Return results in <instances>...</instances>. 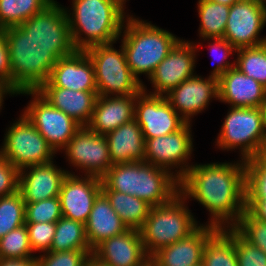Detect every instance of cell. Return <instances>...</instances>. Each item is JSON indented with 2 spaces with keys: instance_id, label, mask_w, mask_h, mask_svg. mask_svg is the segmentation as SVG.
<instances>
[{
  "instance_id": "cell-1",
  "label": "cell",
  "mask_w": 266,
  "mask_h": 266,
  "mask_svg": "<svg viewBox=\"0 0 266 266\" xmlns=\"http://www.w3.org/2000/svg\"><path fill=\"white\" fill-rule=\"evenodd\" d=\"M239 161L194 164L179 181V193L210 212L209 226L233 228L246 211V166Z\"/></svg>"
},
{
  "instance_id": "cell-2",
  "label": "cell",
  "mask_w": 266,
  "mask_h": 266,
  "mask_svg": "<svg viewBox=\"0 0 266 266\" xmlns=\"http://www.w3.org/2000/svg\"><path fill=\"white\" fill-rule=\"evenodd\" d=\"M9 48L12 89L37 90L48 81L53 66L69 54L58 43L33 41L19 26L4 28L2 32Z\"/></svg>"
},
{
  "instance_id": "cell-3",
  "label": "cell",
  "mask_w": 266,
  "mask_h": 266,
  "mask_svg": "<svg viewBox=\"0 0 266 266\" xmlns=\"http://www.w3.org/2000/svg\"><path fill=\"white\" fill-rule=\"evenodd\" d=\"M101 180L102 191L130 194L152 207L166 204L179 194V180L147 162L114 164Z\"/></svg>"
},
{
  "instance_id": "cell-4",
  "label": "cell",
  "mask_w": 266,
  "mask_h": 266,
  "mask_svg": "<svg viewBox=\"0 0 266 266\" xmlns=\"http://www.w3.org/2000/svg\"><path fill=\"white\" fill-rule=\"evenodd\" d=\"M72 5V14L67 9L66 13L76 50L115 43L122 35L129 15H125L124 7L117 0H73Z\"/></svg>"
},
{
  "instance_id": "cell-5",
  "label": "cell",
  "mask_w": 266,
  "mask_h": 266,
  "mask_svg": "<svg viewBox=\"0 0 266 266\" xmlns=\"http://www.w3.org/2000/svg\"><path fill=\"white\" fill-rule=\"evenodd\" d=\"M128 19V20H127ZM123 25L122 47L126 62L133 75L140 80V74L148 75L162 62L180 38L149 22L127 16Z\"/></svg>"
},
{
  "instance_id": "cell-6",
  "label": "cell",
  "mask_w": 266,
  "mask_h": 266,
  "mask_svg": "<svg viewBox=\"0 0 266 266\" xmlns=\"http://www.w3.org/2000/svg\"><path fill=\"white\" fill-rule=\"evenodd\" d=\"M185 200L179 193L170 202L151 208L139 229L143 247L149 257L160 248L187 238L200 227L184 204Z\"/></svg>"
},
{
  "instance_id": "cell-7",
  "label": "cell",
  "mask_w": 266,
  "mask_h": 266,
  "mask_svg": "<svg viewBox=\"0 0 266 266\" xmlns=\"http://www.w3.org/2000/svg\"><path fill=\"white\" fill-rule=\"evenodd\" d=\"M217 137L222 150L241 149V160L266 154V133L261 108L230 107Z\"/></svg>"
},
{
  "instance_id": "cell-8",
  "label": "cell",
  "mask_w": 266,
  "mask_h": 266,
  "mask_svg": "<svg viewBox=\"0 0 266 266\" xmlns=\"http://www.w3.org/2000/svg\"><path fill=\"white\" fill-rule=\"evenodd\" d=\"M120 47L118 51L110 43L84 50L94 67L98 96L137 95L143 90V84L133 75L122 45Z\"/></svg>"
},
{
  "instance_id": "cell-9",
  "label": "cell",
  "mask_w": 266,
  "mask_h": 266,
  "mask_svg": "<svg viewBox=\"0 0 266 266\" xmlns=\"http://www.w3.org/2000/svg\"><path fill=\"white\" fill-rule=\"evenodd\" d=\"M6 132L0 155L18 170L52 162L56 152L24 114Z\"/></svg>"
},
{
  "instance_id": "cell-10",
  "label": "cell",
  "mask_w": 266,
  "mask_h": 266,
  "mask_svg": "<svg viewBox=\"0 0 266 266\" xmlns=\"http://www.w3.org/2000/svg\"><path fill=\"white\" fill-rule=\"evenodd\" d=\"M17 94L33 96V100H30L23 114L55 152L63 150L82 127L75 119L53 107L36 90H23Z\"/></svg>"
},
{
  "instance_id": "cell-11",
  "label": "cell",
  "mask_w": 266,
  "mask_h": 266,
  "mask_svg": "<svg viewBox=\"0 0 266 266\" xmlns=\"http://www.w3.org/2000/svg\"><path fill=\"white\" fill-rule=\"evenodd\" d=\"M191 127L187 122L180 130L173 133L147 139L144 162L172 172L180 181L191 167L187 162L194 147ZM174 167L179 168L177 173L171 171Z\"/></svg>"
},
{
  "instance_id": "cell-12",
  "label": "cell",
  "mask_w": 266,
  "mask_h": 266,
  "mask_svg": "<svg viewBox=\"0 0 266 266\" xmlns=\"http://www.w3.org/2000/svg\"><path fill=\"white\" fill-rule=\"evenodd\" d=\"M266 24V6L258 0H240L230 6L223 38L236 49L266 43V36L259 38Z\"/></svg>"
},
{
  "instance_id": "cell-13",
  "label": "cell",
  "mask_w": 266,
  "mask_h": 266,
  "mask_svg": "<svg viewBox=\"0 0 266 266\" xmlns=\"http://www.w3.org/2000/svg\"><path fill=\"white\" fill-rule=\"evenodd\" d=\"M136 95L134 119L141 127L145 141L180 130L187 122L172 108L166 97L146 93Z\"/></svg>"
},
{
  "instance_id": "cell-14",
  "label": "cell",
  "mask_w": 266,
  "mask_h": 266,
  "mask_svg": "<svg viewBox=\"0 0 266 266\" xmlns=\"http://www.w3.org/2000/svg\"><path fill=\"white\" fill-rule=\"evenodd\" d=\"M69 162L86 176L102 178L112 162L106 137L82 126L63 149Z\"/></svg>"
},
{
  "instance_id": "cell-15",
  "label": "cell",
  "mask_w": 266,
  "mask_h": 266,
  "mask_svg": "<svg viewBox=\"0 0 266 266\" xmlns=\"http://www.w3.org/2000/svg\"><path fill=\"white\" fill-rule=\"evenodd\" d=\"M197 48L193 42L180 39L148 78L154 88V92L150 94L165 96L194 76Z\"/></svg>"
},
{
  "instance_id": "cell-16",
  "label": "cell",
  "mask_w": 266,
  "mask_h": 266,
  "mask_svg": "<svg viewBox=\"0 0 266 266\" xmlns=\"http://www.w3.org/2000/svg\"><path fill=\"white\" fill-rule=\"evenodd\" d=\"M55 0L44 10L18 25L33 41L58 43L69 55L76 49L72 43L66 8Z\"/></svg>"
},
{
  "instance_id": "cell-17",
  "label": "cell",
  "mask_w": 266,
  "mask_h": 266,
  "mask_svg": "<svg viewBox=\"0 0 266 266\" xmlns=\"http://www.w3.org/2000/svg\"><path fill=\"white\" fill-rule=\"evenodd\" d=\"M84 176L68 173L62 182L59 198L64 217L86 224L94 201L102 192V180Z\"/></svg>"
},
{
  "instance_id": "cell-18",
  "label": "cell",
  "mask_w": 266,
  "mask_h": 266,
  "mask_svg": "<svg viewBox=\"0 0 266 266\" xmlns=\"http://www.w3.org/2000/svg\"><path fill=\"white\" fill-rule=\"evenodd\" d=\"M172 108L188 123L203 111L212 98H219L218 80L194 75L165 95Z\"/></svg>"
},
{
  "instance_id": "cell-19",
  "label": "cell",
  "mask_w": 266,
  "mask_h": 266,
  "mask_svg": "<svg viewBox=\"0 0 266 266\" xmlns=\"http://www.w3.org/2000/svg\"><path fill=\"white\" fill-rule=\"evenodd\" d=\"M92 256L107 266H146L150 263L138 229H128L103 241L93 250Z\"/></svg>"
},
{
  "instance_id": "cell-20",
  "label": "cell",
  "mask_w": 266,
  "mask_h": 266,
  "mask_svg": "<svg viewBox=\"0 0 266 266\" xmlns=\"http://www.w3.org/2000/svg\"><path fill=\"white\" fill-rule=\"evenodd\" d=\"M50 162L19 170V188L25 203L58 197L64 178L69 171L57 168ZM27 169V171H26Z\"/></svg>"
},
{
  "instance_id": "cell-21",
  "label": "cell",
  "mask_w": 266,
  "mask_h": 266,
  "mask_svg": "<svg viewBox=\"0 0 266 266\" xmlns=\"http://www.w3.org/2000/svg\"><path fill=\"white\" fill-rule=\"evenodd\" d=\"M217 228L207 225L200 227L185 239L160 248L150 257L153 266H196L202 264L207 239Z\"/></svg>"
},
{
  "instance_id": "cell-22",
  "label": "cell",
  "mask_w": 266,
  "mask_h": 266,
  "mask_svg": "<svg viewBox=\"0 0 266 266\" xmlns=\"http://www.w3.org/2000/svg\"><path fill=\"white\" fill-rule=\"evenodd\" d=\"M48 81L54 87L73 91H97L92 61L82 50L60 58L53 66Z\"/></svg>"
},
{
  "instance_id": "cell-23",
  "label": "cell",
  "mask_w": 266,
  "mask_h": 266,
  "mask_svg": "<svg viewBox=\"0 0 266 266\" xmlns=\"http://www.w3.org/2000/svg\"><path fill=\"white\" fill-rule=\"evenodd\" d=\"M136 95L97 96L87 128L105 136L134 119Z\"/></svg>"
},
{
  "instance_id": "cell-24",
  "label": "cell",
  "mask_w": 266,
  "mask_h": 266,
  "mask_svg": "<svg viewBox=\"0 0 266 266\" xmlns=\"http://www.w3.org/2000/svg\"><path fill=\"white\" fill-rule=\"evenodd\" d=\"M218 91V100L231 107L258 108L266 98V88L236 67L223 73L218 80Z\"/></svg>"
},
{
  "instance_id": "cell-25",
  "label": "cell",
  "mask_w": 266,
  "mask_h": 266,
  "mask_svg": "<svg viewBox=\"0 0 266 266\" xmlns=\"http://www.w3.org/2000/svg\"><path fill=\"white\" fill-rule=\"evenodd\" d=\"M53 107L63 111L82 126L89 123L98 96L97 91H73L54 87L49 81L36 90Z\"/></svg>"
},
{
  "instance_id": "cell-26",
  "label": "cell",
  "mask_w": 266,
  "mask_h": 266,
  "mask_svg": "<svg viewBox=\"0 0 266 266\" xmlns=\"http://www.w3.org/2000/svg\"><path fill=\"white\" fill-rule=\"evenodd\" d=\"M105 137L112 165L144 162L145 138L135 119L122 124Z\"/></svg>"
},
{
  "instance_id": "cell-27",
  "label": "cell",
  "mask_w": 266,
  "mask_h": 266,
  "mask_svg": "<svg viewBox=\"0 0 266 266\" xmlns=\"http://www.w3.org/2000/svg\"><path fill=\"white\" fill-rule=\"evenodd\" d=\"M128 227L112 208L101 192L95 199L88 221L85 224L87 242L93 251L103 241L124 233Z\"/></svg>"
},
{
  "instance_id": "cell-28",
  "label": "cell",
  "mask_w": 266,
  "mask_h": 266,
  "mask_svg": "<svg viewBox=\"0 0 266 266\" xmlns=\"http://www.w3.org/2000/svg\"><path fill=\"white\" fill-rule=\"evenodd\" d=\"M203 266H238L235 229H217L208 239L203 251Z\"/></svg>"
},
{
  "instance_id": "cell-29",
  "label": "cell",
  "mask_w": 266,
  "mask_h": 266,
  "mask_svg": "<svg viewBox=\"0 0 266 266\" xmlns=\"http://www.w3.org/2000/svg\"><path fill=\"white\" fill-rule=\"evenodd\" d=\"M128 229H140L152 208L144 200L117 191H102Z\"/></svg>"
},
{
  "instance_id": "cell-30",
  "label": "cell",
  "mask_w": 266,
  "mask_h": 266,
  "mask_svg": "<svg viewBox=\"0 0 266 266\" xmlns=\"http://www.w3.org/2000/svg\"><path fill=\"white\" fill-rule=\"evenodd\" d=\"M91 250L86 234L85 224L62 216L56 222V231L50 251Z\"/></svg>"
},
{
  "instance_id": "cell-31",
  "label": "cell",
  "mask_w": 266,
  "mask_h": 266,
  "mask_svg": "<svg viewBox=\"0 0 266 266\" xmlns=\"http://www.w3.org/2000/svg\"><path fill=\"white\" fill-rule=\"evenodd\" d=\"M197 7L200 17V37L202 39L223 37L230 6L212 2L210 0H199Z\"/></svg>"
},
{
  "instance_id": "cell-32",
  "label": "cell",
  "mask_w": 266,
  "mask_h": 266,
  "mask_svg": "<svg viewBox=\"0 0 266 266\" xmlns=\"http://www.w3.org/2000/svg\"><path fill=\"white\" fill-rule=\"evenodd\" d=\"M54 0H0V26H18L44 10Z\"/></svg>"
},
{
  "instance_id": "cell-33",
  "label": "cell",
  "mask_w": 266,
  "mask_h": 266,
  "mask_svg": "<svg viewBox=\"0 0 266 266\" xmlns=\"http://www.w3.org/2000/svg\"><path fill=\"white\" fill-rule=\"evenodd\" d=\"M235 67L266 88V43L237 49Z\"/></svg>"
},
{
  "instance_id": "cell-34",
  "label": "cell",
  "mask_w": 266,
  "mask_h": 266,
  "mask_svg": "<svg viewBox=\"0 0 266 266\" xmlns=\"http://www.w3.org/2000/svg\"><path fill=\"white\" fill-rule=\"evenodd\" d=\"M25 224V202L19 191L0 197V238Z\"/></svg>"
},
{
  "instance_id": "cell-35",
  "label": "cell",
  "mask_w": 266,
  "mask_h": 266,
  "mask_svg": "<svg viewBox=\"0 0 266 266\" xmlns=\"http://www.w3.org/2000/svg\"><path fill=\"white\" fill-rule=\"evenodd\" d=\"M29 244L28 230L22 225L0 238V258L29 259L36 258L32 255Z\"/></svg>"
},
{
  "instance_id": "cell-36",
  "label": "cell",
  "mask_w": 266,
  "mask_h": 266,
  "mask_svg": "<svg viewBox=\"0 0 266 266\" xmlns=\"http://www.w3.org/2000/svg\"><path fill=\"white\" fill-rule=\"evenodd\" d=\"M246 198H266V154L245 161Z\"/></svg>"
},
{
  "instance_id": "cell-37",
  "label": "cell",
  "mask_w": 266,
  "mask_h": 266,
  "mask_svg": "<svg viewBox=\"0 0 266 266\" xmlns=\"http://www.w3.org/2000/svg\"><path fill=\"white\" fill-rule=\"evenodd\" d=\"M62 216L59 196L25 203V223H56Z\"/></svg>"
},
{
  "instance_id": "cell-38",
  "label": "cell",
  "mask_w": 266,
  "mask_h": 266,
  "mask_svg": "<svg viewBox=\"0 0 266 266\" xmlns=\"http://www.w3.org/2000/svg\"><path fill=\"white\" fill-rule=\"evenodd\" d=\"M245 240L266 254V223L255 219L247 210L233 227Z\"/></svg>"
},
{
  "instance_id": "cell-39",
  "label": "cell",
  "mask_w": 266,
  "mask_h": 266,
  "mask_svg": "<svg viewBox=\"0 0 266 266\" xmlns=\"http://www.w3.org/2000/svg\"><path fill=\"white\" fill-rule=\"evenodd\" d=\"M92 250L48 251L36 257L37 266H84Z\"/></svg>"
},
{
  "instance_id": "cell-40",
  "label": "cell",
  "mask_w": 266,
  "mask_h": 266,
  "mask_svg": "<svg viewBox=\"0 0 266 266\" xmlns=\"http://www.w3.org/2000/svg\"><path fill=\"white\" fill-rule=\"evenodd\" d=\"M28 230L29 244L33 252H48L56 231V223H25Z\"/></svg>"
},
{
  "instance_id": "cell-41",
  "label": "cell",
  "mask_w": 266,
  "mask_h": 266,
  "mask_svg": "<svg viewBox=\"0 0 266 266\" xmlns=\"http://www.w3.org/2000/svg\"><path fill=\"white\" fill-rule=\"evenodd\" d=\"M235 248L238 266H266V254L245 240L236 230Z\"/></svg>"
},
{
  "instance_id": "cell-42",
  "label": "cell",
  "mask_w": 266,
  "mask_h": 266,
  "mask_svg": "<svg viewBox=\"0 0 266 266\" xmlns=\"http://www.w3.org/2000/svg\"><path fill=\"white\" fill-rule=\"evenodd\" d=\"M207 39L213 40L211 44L209 43V47L214 55H218V50L219 52L222 51V54H220V58L217 61V65L214 67V70L211 71L212 73L210 75V77L219 80L223 73L235 67V62L230 63L227 61V57L232 55V52H237V49L223 37L204 38V40Z\"/></svg>"
},
{
  "instance_id": "cell-43",
  "label": "cell",
  "mask_w": 266,
  "mask_h": 266,
  "mask_svg": "<svg viewBox=\"0 0 266 266\" xmlns=\"http://www.w3.org/2000/svg\"><path fill=\"white\" fill-rule=\"evenodd\" d=\"M19 188V170L0 155V197L15 194Z\"/></svg>"
},
{
  "instance_id": "cell-44",
  "label": "cell",
  "mask_w": 266,
  "mask_h": 266,
  "mask_svg": "<svg viewBox=\"0 0 266 266\" xmlns=\"http://www.w3.org/2000/svg\"><path fill=\"white\" fill-rule=\"evenodd\" d=\"M0 81L12 88V71L9 48L4 34H0Z\"/></svg>"
},
{
  "instance_id": "cell-45",
  "label": "cell",
  "mask_w": 266,
  "mask_h": 266,
  "mask_svg": "<svg viewBox=\"0 0 266 266\" xmlns=\"http://www.w3.org/2000/svg\"><path fill=\"white\" fill-rule=\"evenodd\" d=\"M246 210L255 219L266 223V198H246Z\"/></svg>"
},
{
  "instance_id": "cell-46",
  "label": "cell",
  "mask_w": 266,
  "mask_h": 266,
  "mask_svg": "<svg viewBox=\"0 0 266 266\" xmlns=\"http://www.w3.org/2000/svg\"><path fill=\"white\" fill-rule=\"evenodd\" d=\"M0 266H37V262L35 258H29V259L0 258Z\"/></svg>"
},
{
  "instance_id": "cell-47",
  "label": "cell",
  "mask_w": 266,
  "mask_h": 266,
  "mask_svg": "<svg viewBox=\"0 0 266 266\" xmlns=\"http://www.w3.org/2000/svg\"><path fill=\"white\" fill-rule=\"evenodd\" d=\"M7 94L17 95V93L9 85L0 81V109L3 104L4 95H7Z\"/></svg>"
},
{
  "instance_id": "cell-48",
  "label": "cell",
  "mask_w": 266,
  "mask_h": 266,
  "mask_svg": "<svg viewBox=\"0 0 266 266\" xmlns=\"http://www.w3.org/2000/svg\"><path fill=\"white\" fill-rule=\"evenodd\" d=\"M86 266H107V265L99 262L95 257L91 255L86 261Z\"/></svg>"
},
{
  "instance_id": "cell-49",
  "label": "cell",
  "mask_w": 266,
  "mask_h": 266,
  "mask_svg": "<svg viewBox=\"0 0 266 266\" xmlns=\"http://www.w3.org/2000/svg\"><path fill=\"white\" fill-rule=\"evenodd\" d=\"M260 108H261V111H262L263 126H264V130H265V133H266V98L262 102V105L260 106Z\"/></svg>"
},
{
  "instance_id": "cell-50",
  "label": "cell",
  "mask_w": 266,
  "mask_h": 266,
  "mask_svg": "<svg viewBox=\"0 0 266 266\" xmlns=\"http://www.w3.org/2000/svg\"><path fill=\"white\" fill-rule=\"evenodd\" d=\"M210 1L217 2L219 4H223V5H227V6H231L240 0H210Z\"/></svg>"
},
{
  "instance_id": "cell-51",
  "label": "cell",
  "mask_w": 266,
  "mask_h": 266,
  "mask_svg": "<svg viewBox=\"0 0 266 266\" xmlns=\"http://www.w3.org/2000/svg\"><path fill=\"white\" fill-rule=\"evenodd\" d=\"M123 7H125L124 5H125V2H126V0H117Z\"/></svg>"
},
{
  "instance_id": "cell-52",
  "label": "cell",
  "mask_w": 266,
  "mask_h": 266,
  "mask_svg": "<svg viewBox=\"0 0 266 266\" xmlns=\"http://www.w3.org/2000/svg\"><path fill=\"white\" fill-rule=\"evenodd\" d=\"M258 1L266 6V0H258Z\"/></svg>"
},
{
  "instance_id": "cell-53",
  "label": "cell",
  "mask_w": 266,
  "mask_h": 266,
  "mask_svg": "<svg viewBox=\"0 0 266 266\" xmlns=\"http://www.w3.org/2000/svg\"><path fill=\"white\" fill-rule=\"evenodd\" d=\"M3 32V28L0 26V34H2Z\"/></svg>"
}]
</instances>
